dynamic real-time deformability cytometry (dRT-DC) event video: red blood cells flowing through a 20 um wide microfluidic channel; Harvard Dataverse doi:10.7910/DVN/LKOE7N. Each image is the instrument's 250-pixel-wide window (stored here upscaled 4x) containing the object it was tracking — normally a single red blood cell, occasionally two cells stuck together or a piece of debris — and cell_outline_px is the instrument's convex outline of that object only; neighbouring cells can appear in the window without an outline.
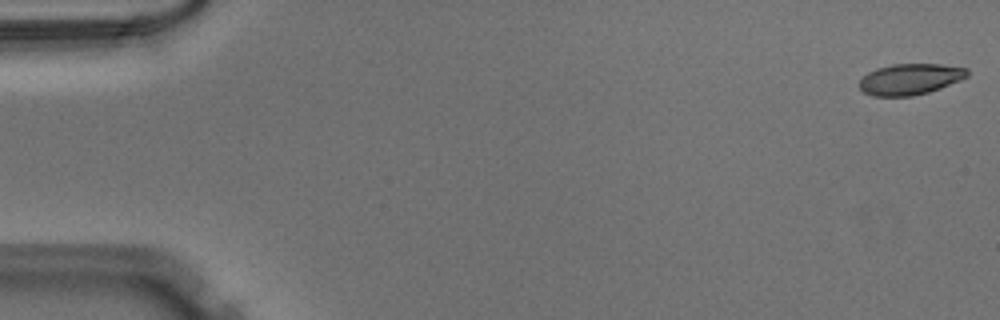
{"species": "Egyptian fruit bat (a non-hibernating species)", "species_latin": "Rousettus aegyptiacus", "temperature_condition": "warm", "stored_images_in_passage": 51, "camera_frame_rate_fps": 3000, "um_per_image_px": 0.085, "animal": {"sex": "male"}, "frame": {"image": 1, "passage_image": 1, "time_ms": 0.0, "image_size_px": [1000, 320], "cell_outline_px": [[968, 76], [960, 80], [940, 88], [928, 92], [912, 96], [872, 96], [864, 92], [860, 88], [860, 80], [868, 72], [876, 68], [892, 64], [940, 64], [968, 68]], "centroid_in_image_um": [77.36, 6.72], "position_along_channel_um": 7.6, "area_um2": 19.48}}
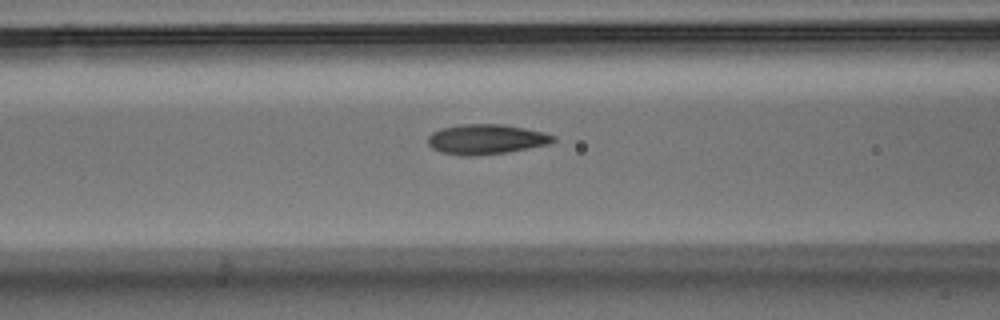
{"frame": {"image": 2, "passage_image": 21, "time_ms": 6.667, "image_size_px": [1000, 320], "cell_outline_px": [[556, 140], [548, 144], [508, 152], [476, 156], [460, 156], [440, 152], [432, 148], [428, 144], [428, 136], [432, 132], [440, 128], [460, 124], [504, 124], [544, 132], [556, 136]], "centroid_in_image_um": [41.3, 11.84], "position_along_channel_um": 125.3, "area_um2": 22.14}}
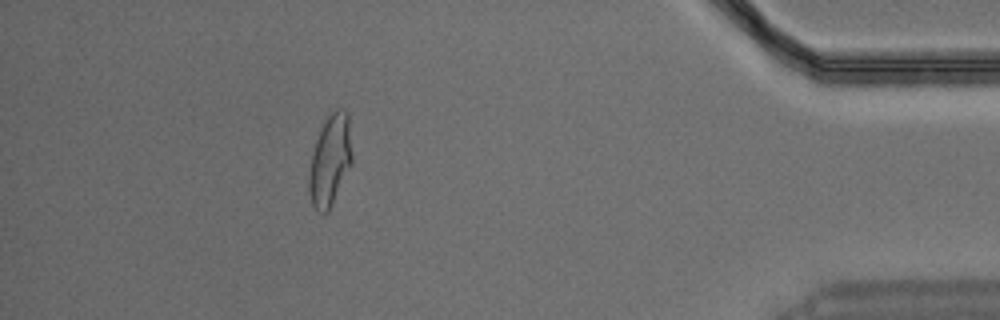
{"frame": {"image": 3, "passage_image": 46, "time_ms": 15.0, "image_size_px": [1000, 320], "cell_outline_px": [[352, 164], [328, 212], [316, 212], [312, 204], [308, 188], [308, 176], [312, 152], [320, 128], [328, 116], [336, 108], [344, 108], [348, 112], [352, 156]], "centroid_in_image_um": [28.05, 13.62], "position_along_channel_um": 407.1, "area_um2": 23.0}}